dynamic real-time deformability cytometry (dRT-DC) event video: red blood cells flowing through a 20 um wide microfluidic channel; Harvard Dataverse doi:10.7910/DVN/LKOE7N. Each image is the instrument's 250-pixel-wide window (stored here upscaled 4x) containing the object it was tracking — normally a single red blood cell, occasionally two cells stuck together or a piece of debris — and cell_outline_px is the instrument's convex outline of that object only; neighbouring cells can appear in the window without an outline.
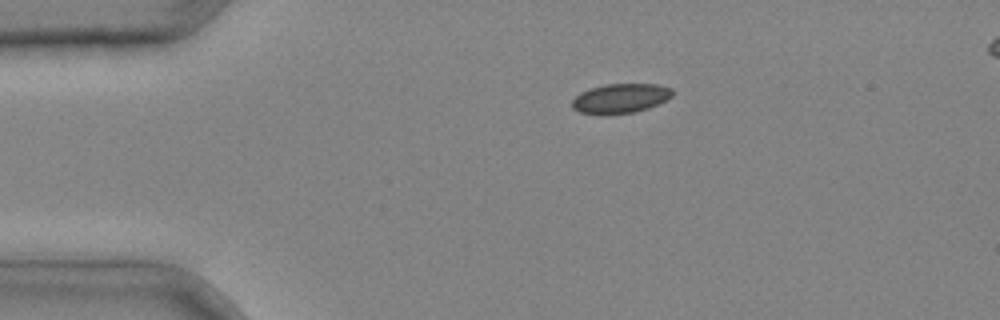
{"species": "common noctule bat (a hibernating species)", "species_latin": "Nyctalus noctula", "temperature_condition": "cold", "stored_images_in_passage": 3, "segment_of_instrument_passage": [1, 2], "camera_frame_rate_fps": 3000, "um_per_image_px": 0.085, "animal": {"sex": "male", "body_mass_g": 20.4}, "frame": {"image": 1, "passage_image": 1, "time_ms": 0.0, "image_size_px": [1000, 320], "cell_outline_px": [[672, 96], [648, 108], [632, 112], [608, 116], [604, 116], [580, 112], [572, 108], [572, 100], [580, 92], [604, 84], [660, 84], [672, 88]], "centroid_in_image_um": [52.7, 8.37], "position_along_channel_um": 32.3, "area_um2": 17.4}}